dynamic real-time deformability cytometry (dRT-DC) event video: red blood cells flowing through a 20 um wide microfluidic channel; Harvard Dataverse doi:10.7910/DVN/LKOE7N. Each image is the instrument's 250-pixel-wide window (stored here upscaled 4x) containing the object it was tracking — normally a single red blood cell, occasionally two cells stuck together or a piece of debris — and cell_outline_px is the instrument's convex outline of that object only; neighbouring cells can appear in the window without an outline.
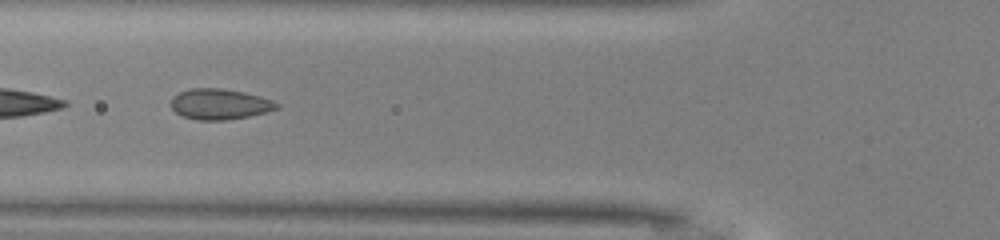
{"species": "common noctule bat (a hibernating species)", "species_latin": "Nyctalus noctula", "temperature_condition": "warm", "stored_images_in_passage": 44, "camera_frame_rate_fps": 3000, "um_per_image_px": 0.085, "animal": {"sex": "male", "body_mass_g": 13.0, "forearm_length_mm": 53.1}, "frame": {"image": 1, "passage_image": 17, "time_ms": 5.333, "image_size_px": [1000, 240], "cell_outline_px": [[280, 108], [248, 116], [224, 120], [196, 120], [184, 116], [176, 112], [172, 108], [172, 100], [180, 92], [192, 88], [220, 88], [244, 92], [260, 96], [272, 100], [280, 104]], "centroid_in_image_um": [18.71, 8.85], "position_along_channel_um": 107.1, "area_um2": 18.61}}
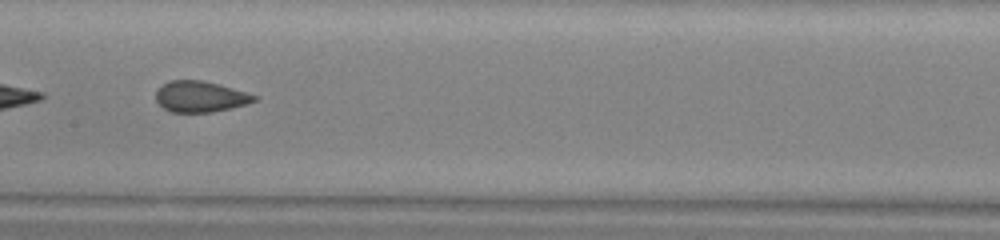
{"frame": {"image": 2, "passage_image": 23, "time_ms": 7.333, "image_size_px": [1000, 240], "cell_outline_px": [[260, 96], [256, 100], [232, 108], [212, 112], [172, 112], [164, 108], [156, 100], [156, 92], [168, 80], [204, 80], [220, 84]], "centroid_in_image_um": [17.05, 8.2], "position_along_channel_um": 190.3, "area_um2": 17.74}}
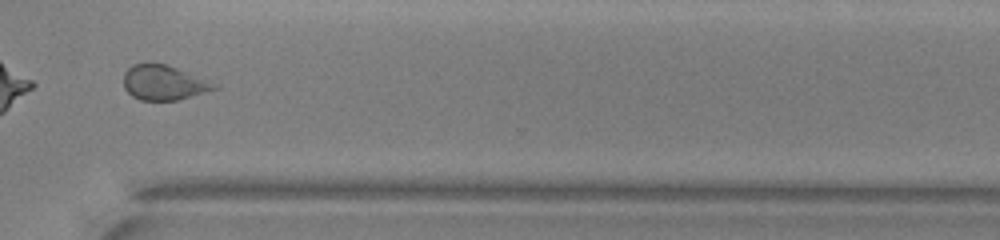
{"frame": {"image": 3, "passage_image": 35, "time_ms": 11.333, "image_size_px": [1000, 240], "cell_outline_px": [[220, 88], [176, 100], [140, 100], [132, 96], [124, 88], [124, 72], [132, 64], [148, 60], [152, 60], [176, 68], [220, 84]], "centroid_in_image_um": [13.9, 6.99], "position_along_channel_um": 356.7, "area_um2": 18.79}, "authors_computed_cell_mechanics": {"area_um2": 19.5942, "velocity_mm_per_s": 4.1584, "shape_relaxation_time_tau1_ms": 4.2462, "shape_relaxation_time_tau2_ms": 0.8333, "deformation_change_tau1": 0.1014, "deformation_change_tau2": 0.0339}}